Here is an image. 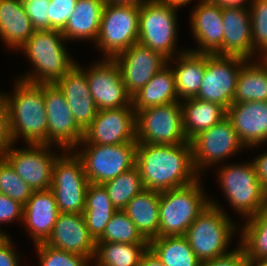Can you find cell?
I'll list each match as a JSON object with an SVG mask.
<instances>
[{
    "mask_svg": "<svg viewBox=\"0 0 267 266\" xmlns=\"http://www.w3.org/2000/svg\"><path fill=\"white\" fill-rule=\"evenodd\" d=\"M24 205L0 193V224L23 220Z\"/></svg>",
    "mask_w": 267,
    "mask_h": 266,
    "instance_id": "obj_43",
    "label": "cell"
},
{
    "mask_svg": "<svg viewBox=\"0 0 267 266\" xmlns=\"http://www.w3.org/2000/svg\"><path fill=\"white\" fill-rule=\"evenodd\" d=\"M65 40L61 30H35L29 40L19 48L32 62L35 71L20 80L41 84L56 83L62 78L76 64L63 45Z\"/></svg>",
    "mask_w": 267,
    "mask_h": 266,
    "instance_id": "obj_3",
    "label": "cell"
},
{
    "mask_svg": "<svg viewBox=\"0 0 267 266\" xmlns=\"http://www.w3.org/2000/svg\"><path fill=\"white\" fill-rule=\"evenodd\" d=\"M149 244L96 242L94 260L96 266H139Z\"/></svg>",
    "mask_w": 267,
    "mask_h": 266,
    "instance_id": "obj_34",
    "label": "cell"
},
{
    "mask_svg": "<svg viewBox=\"0 0 267 266\" xmlns=\"http://www.w3.org/2000/svg\"><path fill=\"white\" fill-rule=\"evenodd\" d=\"M218 173L227 200L243 217H251L267 208V190L259 182L252 161L243 165H225Z\"/></svg>",
    "mask_w": 267,
    "mask_h": 266,
    "instance_id": "obj_6",
    "label": "cell"
},
{
    "mask_svg": "<svg viewBox=\"0 0 267 266\" xmlns=\"http://www.w3.org/2000/svg\"><path fill=\"white\" fill-rule=\"evenodd\" d=\"M139 11L140 5L105 4L95 43L106 58L113 59L138 42Z\"/></svg>",
    "mask_w": 267,
    "mask_h": 266,
    "instance_id": "obj_8",
    "label": "cell"
},
{
    "mask_svg": "<svg viewBox=\"0 0 267 266\" xmlns=\"http://www.w3.org/2000/svg\"><path fill=\"white\" fill-rule=\"evenodd\" d=\"M26 14L35 30H49L50 0H22Z\"/></svg>",
    "mask_w": 267,
    "mask_h": 266,
    "instance_id": "obj_41",
    "label": "cell"
},
{
    "mask_svg": "<svg viewBox=\"0 0 267 266\" xmlns=\"http://www.w3.org/2000/svg\"><path fill=\"white\" fill-rule=\"evenodd\" d=\"M240 244L247 260H267V208L245 219Z\"/></svg>",
    "mask_w": 267,
    "mask_h": 266,
    "instance_id": "obj_35",
    "label": "cell"
},
{
    "mask_svg": "<svg viewBox=\"0 0 267 266\" xmlns=\"http://www.w3.org/2000/svg\"><path fill=\"white\" fill-rule=\"evenodd\" d=\"M184 101V103L181 102V107L184 132L188 141L227 116V110L217 103L198 98Z\"/></svg>",
    "mask_w": 267,
    "mask_h": 266,
    "instance_id": "obj_29",
    "label": "cell"
},
{
    "mask_svg": "<svg viewBox=\"0 0 267 266\" xmlns=\"http://www.w3.org/2000/svg\"><path fill=\"white\" fill-rule=\"evenodd\" d=\"M139 266H165L161 260L154 254V252L148 248L142 255Z\"/></svg>",
    "mask_w": 267,
    "mask_h": 266,
    "instance_id": "obj_48",
    "label": "cell"
},
{
    "mask_svg": "<svg viewBox=\"0 0 267 266\" xmlns=\"http://www.w3.org/2000/svg\"><path fill=\"white\" fill-rule=\"evenodd\" d=\"M59 214L53 192L33 191L24 205L23 220L36 244L45 243L50 237Z\"/></svg>",
    "mask_w": 267,
    "mask_h": 266,
    "instance_id": "obj_24",
    "label": "cell"
},
{
    "mask_svg": "<svg viewBox=\"0 0 267 266\" xmlns=\"http://www.w3.org/2000/svg\"><path fill=\"white\" fill-rule=\"evenodd\" d=\"M46 245L93 260L96 241L89 234L82 213H59Z\"/></svg>",
    "mask_w": 267,
    "mask_h": 266,
    "instance_id": "obj_19",
    "label": "cell"
},
{
    "mask_svg": "<svg viewBox=\"0 0 267 266\" xmlns=\"http://www.w3.org/2000/svg\"><path fill=\"white\" fill-rule=\"evenodd\" d=\"M81 144L85 149L80 148L79 152L77 150L74 152L82 161L89 183L103 184L135 166L137 143L118 145L79 143Z\"/></svg>",
    "mask_w": 267,
    "mask_h": 266,
    "instance_id": "obj_9",
    "label": "cell"
},
{
    "mask_svg": "<svg viewBox=\"0 0 267 266\" xmlns=\"http://www.w3.org/2000/svg\"><path fill=\"white\" fill-rule=\"evenodd\" d=\"M214 200L189 226L185 237L200 262L224 256L229 240L235 233L230 217Z\"/></svg>",
    "mask_w": 267,
    "mask_h": 266,
    "instance_id": "obj_5",
    "label": "cell"
},
{
    "mask_svg": "<svg viewBox=\"0 0 267 266\" xmlns=\"http://www.w3.org/2000/svg\"><path fill=\"white\" fill-rule=\"evenodd\" d=\"M252 162L255 166L259 182L267 190V152L258 155Z\"/></svg>",
    "mask_w": 267,
    "mask_h": 266,
    "instance_id": "obj_46",
    "label": "cell"
},
{
    "mask_svg": "<svg viewBox=\"0 0 267 266\" xmlns=\"http://www.w3.org/2000/svg\"><path fill=\"white\" fill-rule=\"evenodd\" d=\"M199 181L160 192L159 237L185 236L189 226L210 204Z\"/></svg>",
    "mask_w": 267,
    "mask_h": 266,
    "instance_id": "obj_4",
    "label": "cell"
},
{
    "mask_svg": "<svg viewBox=\"0 0 267 266\" xmlns=\"http://www.w3.org/2000/svg\"><path fill=\"white\" fill-rule=\"evenodd\" d=\"M200 266H247V258L243 249L238 246L224 256L201 262Z\"/></svg>",
    "mask_w": 267,
    "mask_h": 266,
    "instance_id": "obj_44",
    "label": "cell"
},
{
    "mask_svg": "<svg viewBox=\"0 0 267 266\" xmlns=\"http://www.w3.org/2000/svg\"><path fill=\"white\" fill-rule=\"evenodd\" d=\"M117 211L105 187L102 184L89 183L82 214L88 232L95 241L103 234L107 223Z\"/></svg>",
    "mask_w": 267,
    "mask_h": 266,
    "instance_id": "obj_31",
    "label": "cell"
},
{
    "mask_svg": "<svg viewBox=\"0 0 267 266\" xmlns=\"http://www.w3.org/2000/svg\"><path fill=\"white\" fill-rule=\"evenodd\" d=\"M227 117L245 147L267 142V101L233 103L227 109Z\"/></svg>",
    "mask_w": 267,
    "mask_h": 266,
    "instance_id": "obj_21",
    "label": "cell"
},
{
    "mask_svg": "<svg viewBox=\"0 0 267 266\" xmlns=\"http://www.w3.org/2000/svg\"><path fill=\"white\" fill-rule=\"evenodd\" d=\"M12 95L1 93L8 142L14 144L22 137L27 147L29 144L48 145L43 83L32 84L18 79Z\"/></svg>",
    "mask_w": 267,
    "mask_h": 266,
    "instance_id": "obj_2",
    "label": "cell"
},
{
    "mask_svg": "<svg viewBox=\"0 0 267 266\" xmlns=\"http://www.w3.org/2000/svg\"><path fill=\"white\" fill-rule=\"evenodd\" d=\"M105 4H135L142 5L149 0H104Z\"/></svg>",
    "mask_w": 267,
    "mask_h": 266,
    "instance_id": "obj_50",
    "label": "cell"
},
{
    "mask_svg": "<svg viewBox=\"0 0 267 266\" xmlns=\"http://www.w3.org/2000/svg\"><path fill=\"white\" fill-rule=\"evenodd\" d=\"M187 141L180 101L136 112L137 143L177 145Z\"/></svg>",
    "mask_w": 267,
    "mask_h": 266,
    "instance_id": "obj_11",
    "label": "cell"
},
{
    "mask_svg": "<svg viewBox=\"0 0 267 266\" xmlns=\"http://www.w3.org/2000/svg\"><path fill=\"white\" fill-rule=\"evenodd\" d=\"M43 94L48 126V145H59L74 150L84 137V130L78 125L70 111L65 95L56 83H43Z\"/></svg>",
    "mask_w": 267,
    "mask_h": 266,
    "instance_id": "obj_13",
    "label": "cell"
},
{
    "mask_svg": "<svg viewBox=\"0 0 267 266\" xmlns=\"http://www.w3.org/2000/svg\"><path fill=\"white\" fill-rule=\"evenodd\" d=\"M67 152L54 162L50 190L59 213H83L89 181L81 159L74 150Z\"/></svg>",
    "mask_w": 267,
    "mask_h": 266,
    "instance_id": "obj_10",
    "label": "cell"
},
{
    "mask_svg": "<svg viewBox=\"0 0 267 266\" xmlns=\"http://www.w3.org/2000/svg\"><path fill=\"white\" fill-rule=\"evenodd\" d=\"M102 185L118 211L124 210L128 202L145 189L139 169L136 166Z\"/></svg>",
    "mask_w": 267,
    "mask_h": 266,
    "instance_id": "obj_36",
    "label": "cell"
},
{
    "mask_svg": "<svg viewBox=\"0 0 267 266\" xmlns=\"http://www.w3.org/2000/svg\"><path fill=\"white\" fill-rule=\"evenodd\" d=\"M252 28V49L267 56V0H253L249 4Z\"/></svg>",
    "mask_w": 267,
    "mask_h": 266,
    "instance_id": "obj_39",
    "label": "cell"
},
{
    "mask_svg": "<svg viewBox=\"0 0 267 266\" xmlns=\"http://www.w3.org/2000/svg\"><path fill=\"white\" fill-rule=\"evenodd\" d=\"M9 239L2 247H0V266H19V257L12 246Z\"/></svg>",
    "mask_w": 267,
    "mask_h": 266,
    "instance_id": "obj_45",
    "label": "cell"
},
{
    "mask_svg": "<svg viewBox=\"0 0 267 266\" xmlns=\"http://www.w3.org/2000/svg\"><path fill=\"white\" fill-rule=\"evenodd\" d=\"M96 242H116L126 244H149L136 225L123 211H117L107 223L103 234Z\"/></svg>",
    "mask_w": 267,
    "mask_h": 266,
    "instance_id": "obj_37",
    "label": "cell"
},
{
    "mask_svg": "<svg viewBox=\"0 0 267 266\" xmlns=\"http://www.w3.org/2000/svg\"><path fill=\"white\" fill-rule=\"evenodd\" d=\"M40 266H89L87 257L52 248L45 243L36 244Z\"/></svg>",
    "mask_w": 267,
    "mask_h": 266,
    "instance_id": "obj_40",
    "label": "cell"
},
{
    "mask_svg": "<svg viewBox=\"0 0 267 266\" xmlns=\"http://www.w3.org/2000/svg\"><path fill=\"white\" fill-rule=\"evenodd\" d=\"M50 147L47 144H29V148L22 150L14 149L13 143L8 142L2 156L33 191H44L51 187L52 170L58 157L50 152Z\"/></svg>",
    "mask_w": 267,
    "mask_h": 266,
    "instance_id": "obj_14",
    "label": "cell"
},
{
    "mask_svg": "<svg viewBox=\"0 0 267 266\" xmlns=\"http://www.w3.org/2000/svg\"><path fill=\"white\" fill-rule=\"evenodd\" d=\"M9 239L10 237L0 230V247H2Z\"/></svg>",
    "mask_w": 267,
    "mask_h": 266,
    "instance_id": "obj_53",
    "label": "cell"
},
{
    "mask_svg": "<svg viewBox=\"0 0 267 266\" xmlns=\"http://www.w3.org/2000/svg\"><path fill=\"white\" fill-rule=\"evenodd\" d=\"M267 101V59L249 64V60L239 72L233 103Z\"/></svg>",
    "mask_w": 267,
    "mask_h": 266,
    "instance_id": "obj_32",
    "label": "cell"
},
{
    "mask_svg": "<svg viewBox=\"0 0 267 266\" xmlns=\"http://www.w3.org/2000/svg\"><path fill=\"white\" fill-rule=\"evenodd\" d=\"M176 11L177 8L163 0L146 1L139 11L138 42L173 61L178 38Z\"/></svg>",
    "mask_w": 267,
    "mask_h": 266,
    "instance_id": "obj_7",
    "label": "cell"
},
{
    "mask_svg": "<svg viewBox=\"0 0 267 266\" xmlns=\"http://www.w3.org/2000/svg\"><path fill=\"white\" fill-rule=\"evenodd\" d=\"M193 164L196 172L216 162L235 155L245 146L241 143L230 119L226 116L219 123L196 135L191 141Z\"/></svg>",
    "mask_w": 267,
    "mask_h": 266,
    "instance_id": "obj_15",
    "label": "cell"
},
{
    "mask_svg": "<svg viewBox=\"0 0 267 266\" xmlns=\"http://www.w3.org/2000/svg\"><path fill=\"white\" fill-rule=\"evenodd\" d=\"M33 190L14 171L11 164L3 157H0V193L25 205L31 197Z\"/></svg>",
    "mask_w": 267,
    "mask_h": 266,
    "instance_id": "obj_38",
    "label": "cell"
},
{
    "mask_svg": "<svg viewBox=\"0 0 267 266\" xmlns=\"http://www.w3.org/2000/svg\"><path fill=\"white\" fill-rule=\"evenodd\" d=\"M34 31L22 0H0V36L6 46L19 50Z\"/></svg>",
    "mask_w": 267,
    "mask_h": 266,
    "instance_id": "obj_25",
    "label": "cell"
},
{
    "mask_svg": "<svg viewBox=\"0 0 267 266\" xmlns=\"http://www.w3.org/2000/svg\"><path fill=\"white\" fill-rule=\"evenodd\" d=\"M191 16V29L200 45L198 53L216 54L223 45V7L209 0H201Z\"/></svg>",
    "mask_w": 267,
    "mask_h": 266,
    "instance_id": "obj_23",
    "label": "cell"
},
{
    "mask_svg": "<svg viewBox=\"0 0 267 266\" xmlns=\"http://www.w3.org/2000/svg\"><path fill=\"white\" fill-rule=\"evenodd\" d=\"M104 6V0H78L65 27L61 30L65 39H93L96 42Z\"/></svg>",
    "mask_w": 267,
    "mask_h": 266,
    "instance_id": "obj_26",
    "label": "cell"
},
{
    "mask_svg": "<svg viewBox=\"0 0 267 266\" xmlns=\"http://www.w3.org/2000/svg\"><path fill=\"white\" fill-rule=\"evenodd\" d=\"M86 70V79L98 111L133 106L114 59L103 58Z\"/></svg>",
    "mask_w": 267,
    "mask_h": 266,
    "instance_id": "obj_18",
    "label": "cell"
},
{
    "mask_svg": "<svg viewBox=\"0 0 267 266\" xmlns=\"http://www.w3.org/2000/svg\"><path fill=\"white\" fill-rule=\"evenodd\" d=\"M246 59L205 53V73L198 99L214 102L226 110L233 104L237 80Z\"/></svg>",
    "mask_w": 267,
    "mask_h": 266,
    "instance_id": "obj_12",
    "label": "cell"
},
{
    "mask_svg": "<svg viewBox=\"0 0 267 266\" xmlns=\"http://www.w3.org/2000/svg\"><path fill=\"white\" fill-rule=\"evenodd\" d=\"M177 57V66L172 71L177 96L183 102L197 97L205 73V53L184 50Z\"/></svg>",
    "mask_w": 267,
    "mask_h": 266,
    "instance_id": "obj_27",
    "label": "cell"
},
{
    "mask_svg": "<svg viewBox=\"0 0 267 266\" xmlns=\"http://www.w3.org/2000/svg\"><path fill=\"white\" fill-rule=\"evenodd\" d=\"M7 145L8 139L6 134L5 108L0 94V157L3 155Z\"/></svg>",
    "mask_w": 267,
    "mask_h": 266,
    "instance_id": "obj_47",
    "label": "cell"
},
{
    "mask_svg": "<svg viewBox=\"0 0 267 266\" xmlns=\"http://www.w3.org/2000/svg\"><path fill=\"white\" fill-rule=\"evenodd\" d=\"M135 166L145 189L157 192L183 187L200 179L193 164L190 141L177 145L137 143Z\"/></svg>",
    "mask_w": 267,
    "mask_h": 266,
    "instance_id": "obj_1",
    "label": "cell"
},
{
    "mask_svg": "<svg viewBox=\"0 0 267 266\" xmlns=\"http://www.w3.org/2000/svg\"><path fill=\"white\" fill-rule=\"evenodd\" d=\"M80 143L118 145L136 142V111L133 106L98 111Z\"/></svg>",
    "mask_w": 267,
    "mask_h": 266,
    "instance_id": "obj_16",
    "label": "cell"
},
{
    "mask_svg": "<svg viewBox=\"0 0 267 266\" xmlns=\"http://www.w3.org/2000/svg\"><path fill=\"white\" fill-rule=\"evenodd\" d=\"M149 248L165 266H200L185 236L156 237L149 241Z\"/></svg>",
    "mask_w": 267,
    "mask_h": 266,
    "instance_id": "obj_33",
    "label": "cell"
},
{
    "mask_svg": "<svg viewBox=\"0 0 267 266\" xmlns=\"http://www.w3.org/2000/svg\"><path fill=\"white\" fill-rule=\"evenodd\" d=\"M213 3H217L220 6H232V7H246L245 3L247 0H209ZM253 0H250V4Z\"/></svg>",
    "mask_w": 267,
    "mask_h": 266,
    "instance_id": "obj_49",
    "label": "cell"
},
{
    "mask_svg": "<svg viewBox=\"0 0 267 266\" xmlns=\"http://www.w3.org/2000/svg\"><path fill=\"white\" fill-rule=\"evenodd\" d=\"M78 0H50L49 30H62L74 11Z\"/></svg>",
    "mask_w": 267,
    "mask_h": 266,
    "instance_id": "obj_42",
    "label": "cell"
},
{
    "mask_svg": "<svg viewBox=\"0 0 267 266\" xmlns=\"http://www.w3.org/2000/svg\"><path fill=\"white\" fill-rule=\"evenodd\" d=\"M113 59L119 66L123 83L131 97L167 66L169 61L163 54L139 42L134 43Z\"/></svg>",
    "mask_w": 267,
    "mask_h": 266,
    "instance_id": "obj_17",
    "label": "cell"
},
{
    "mask_svg": "<svg viewBox=\"0 0 267 266\" xmlns=\"http://www.w3.org/2000/svg\"><path fill=\"white\" fill-rule=\"evenodd\" d=\"M56 84L64 93L76 122L85 131L98 113L86 79V70L76 63Z\"/></svg>",
    "mask_w": 267,
    "mask_h": 266,
    "instance_id": "obj_20",
    "label": "cell"
},
{
    "mask_svg": "<svg viewBox=\"0 0 267 266\" xmlns=\"http://www.w3.org/2000/svg\"><path fill=\"white\" fill-rule=\"evenodd\" d=\"M164 2L170 4L172 7L179 8L182 6H185L187 3H189L192 0H163Z\"/></svg>",
    "mask_w": 267,
    "mask_h": 266,
    "instance_id": "obj_51",
    "label": "cell"
},
{
    "mask_svg": "<svg viewBox=\"0 0 267 266\" xmlns=\"http://www.w3.org/2000/svg\"><path fill=\"white\" fill-rule=\"evenodd\" d=\"M165 66L132 97L133 109L137 112L149 107L166 105L179 101L175 89L172 68Z\"/></svg>",
    "mask_w": 267,
    "mask_h": 266,
    "instance_id": "obj_30",
    "label": "cell"
},
{
    "mask_svg": "<svg viewBox=\"0 0 267 266\" xmlns=\"http://www.w3.org/2000/svg\"><path fill=\"white\" fill-rule=\"evenodd\" d=\"M160 192L144 189L123 210L148 241L159 237Z\"/></svg>",
    "mask_w": 267,
    "mask_h": 266,
    "instance_id": "obj_28",
    "label": "cell"
},
{
    "mask_svg": "<svg viewBox=\"0 0 267 266\" xmlns=\"http://www.w3.org/2000/svg\"><path fill=\"white\" fill-rule=\"evenodd\" d=\"M223 26V45L216 55L251 60L253 49L249 7L223 6Z\"/></svg>",
    "mask_w": 267,
    "mask_h": 266,
    "instance_id": "obj_22",
    "label": "cell"
},
{
    "mask_svg": "<svg viewBox=\"0 0 267 266\" xmlns=\"http://www.w3.org/2000/svg\"><path fill=\"white\" fill-rule=\"evenodd\" d=\"M247 266H267V260H247Z\"/></svg>",
    "mask_w": 267,
    "mask_h": 266,
    "instance_id": "obj_52",
    "label": "cell"
}]
</instances>
